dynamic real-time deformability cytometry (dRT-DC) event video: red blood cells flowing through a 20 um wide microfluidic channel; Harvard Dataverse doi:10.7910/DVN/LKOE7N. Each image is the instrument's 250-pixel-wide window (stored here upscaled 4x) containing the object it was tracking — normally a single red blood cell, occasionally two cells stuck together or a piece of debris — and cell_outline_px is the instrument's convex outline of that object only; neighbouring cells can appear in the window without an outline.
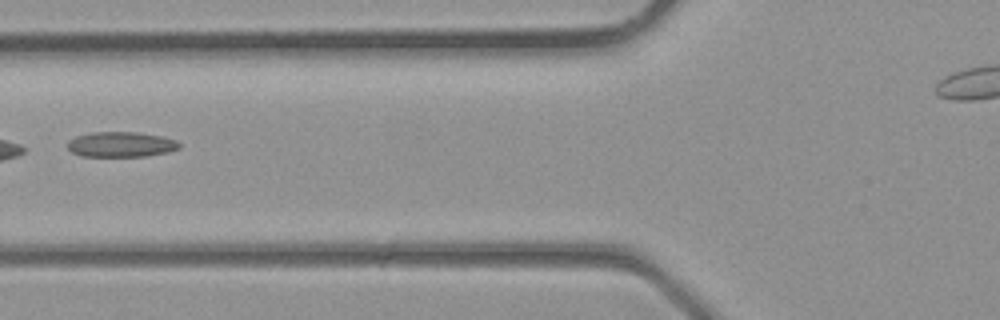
{"species": "common noctule bat (a hibernating species)", "species_latin": "Nyctalus noctula", "temperature_condition": "room temperature", "stored_images_in_passage": 5, "camera_frame_rate_fps": 3000, "um_per_image_px": 0.085, "animal": {"sex": "male", "body_mass_g": 23.1, "forearm_length_mm": 52.7}, "frame": {"image": 1, "passage_image": 5, "time_ms": 1.333, "image_size_px": [1000, 320], "cell_outline_px": [[180, 148], [168, 152], [144, 156], [80, 156], [72, 152], [68, 148], [68, 140], [76, 136], [92, 132], [136, 132], [160, 136], [176, 140], [180, 144]], "centroid_in_image_um": [10.27, 12.27], "position_along_channel_um": 115.5, "area_um2": 16.36}}